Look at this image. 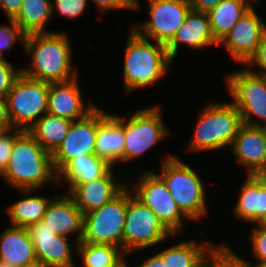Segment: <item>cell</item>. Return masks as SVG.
I'll use <instances>...</instances> for the list:
<instances>
[{
  "label": "cell",
  "instance_id": "10",
  "mask_svg": "<svg viewBox=\"0 0 266 267\" xmlns=\"http://www.w3.org/2000/svg\"><path fill=\"white\" fill-rule=\"evenodd\" d=\"M171 236L175 237L150 208L134 196L128 200L123 229L125 255L154 247Z\"/></svg>",
  "mask_w": 266,
  "mask_h": 267
},
{
  "label": "cell",
  "instance_id": "4",
  "mask_svg": "<svg viewBox=\"0 0 266 267\" xmlns=\"http://www.w3.org/2000/svg\"><path fill=\"white\" fill-rule=\"evenodd\" d=\"M209 102L199 112L188 151H219L228 145L231 148L242 125L241 114L232 101Z\"/></svg>",
  "mask_w": 266,
  "mask_h": 267
},
{
  "label": "cell",
  "instance_id": "40",
  "mask_svg": "<svg viewBox=\"0 0 266 267\" xmlns=\"http://www.w3.org/2000/svg\"><path fill=\"white\" fill-rule=\"evenodd\" d=\"M10 128L13 127L9 118L6 100L5 98L0 97V131H4Z\"/></svg>",
  "mask_w": 266,
  "mask_h": 267
},
{
  "label": "cell",
  "instance_id": "46",
  "mask_svg": "<svg viewBox=\"0 0 266 267\" xmlns=\"http://www.w3.org/2000/svg\"><path fill=\"white\" fill-rule=\"evenodd\" d=\"M23 267H50L41 260H35L34 262L28 263L24 265Z\"/></svg>",
  "mask_w": 266,
  "mask_h": 267
},
{
  "label": "cell",
  "instance_id": "3",
  "mask_svg": "<svg viewBox=\"0 0 266 267\" xmlns=\"http://www.w3.org/2000/svg\"><path fill=\"white\" fill-rule=\"evenodd\" d=\"M124 51L123 87L126 94L157 83L170 70L166 45L151 43L130 28Z\"/></svg>",
  "mask_w": 266,
  "mask_h": 267
},
{
  "label": "cell",
  "instance_id": "38",
  "mask_svg": "<svg viewBox=\"0 0 266 267\" xmlns=\"http://www.w3.org/2000/svg\"><path fill=\"white\" fill-rule=\"evenodd\" d=\"M23 0H0V9L7 19H15L22 7Z\"/></svg>",
  "mask_w": 266,
  "mask_h": 267
},
{
  "label": "cell",
  "instance_id": "20",
  "mask_svg": "<svg viewBox=\"0 0 266 267\" xmlns=\"http://www.w3.org/2000/svg\"><path fill=\"white\" fill-rule=\"evenodd\" d=\"M63 194L52 198L42 221L56 234L70 238L69 235L75 233V243H80L84 214L67 193Z\"/></svg>",
  "mask_w": 266,
  "mask_h": 267
},
{
  "label": "cell",
  "instance_id": "22",
  "mask_svg": "<svg viewBox=\"0 0 266 267\" xmlns=\"http://www.w3.org/2000/svg\"><path fill=\"white\" fill-rule=\"evenodd\" d=\"M233 212L244 222L258 223L266 214V187L256 177L246 175L245 182L240 187L239 199L233 207Z\"/></svg>",
  "mask_w": 266,
  "mask_h": 267
},
{
  "label": "cell",
  "instance_id": "26",
  "mask_svg": "<svg viewBox=\"0 0 266 267\" xmlns=\"http://www.w3.org/2000/svg\"><path fill=\"white\" fill-rule=\"evenodd\" d=\"M113 166L96 155L72 159L59 173L58 182L87 183L104 176Z\"/></svg>",
  "mask_w": 266,
  "mask_h": 267
},
{
  "label": "cell",
  "instance_id": "29",
  "mask_svg": "<svg viewBox=\"0 0 266 267\" xmlns=\"http://www.w3.org/2000/svg\"><path fill=\"white\" fill-rule=\"evenodd\" d=\"M51 0H23L14 21L25 34L50 33L45 26L52 18Z\"/></svg>",
  "mask_w": 266,
  "mask_h": 267
},
{
  "label": "cell",
  "instance_id": "33",
  "mask_svg": "<svg viewBox=\"0 0 266 267\" xmlns=\"http://www.w3.org/2000/svg\"><path fill=\"white\" fill-rule=\"evenodd\" d=\"M89 0H51L52 17L56 10L67 18H78L84 13Z\"/></svg>",
  "mask_w": 266,
  "mask_h": 267
},
{
  "label": "cell",
  "instance_id": "43",
  "mask_svg": "<svg viewBox=\"0 0 266 267\" xmlns=\"http://www.w3.org/2000/svg\"><path fill=\"white\" fill-rule=\"evenodd\" d=\"M229 267H256L243 262L238 255L229 247Z\"/></svg>",
  "mask_w": 266,
  "mask_h": 267
},
{
  "label": "cell",
  "instance_id": "18",
  "mask_svg": "<svg viewBox=\"0 0 266 267\" xmlns=\"http://www.w3.org/2000/svg\"><path fill=\"white\" fill-rule=\"evenodd\" d=\"M239 166H245L247 175L266 172V149L263 126L242 124L231 147Z\"/></svg>",
  "mask_w": 266,
  "mask_h": 267
},
{
  "label": "cell",
  "instance_id": "16",
  "mask_svg": "<svg viewBox=\"0 0 266 267\" xmlns=\"http://www.w3.org/2000/svg\"><path fill=\"white\" fill-rule=\"evenodd\" d=\"M79 77L66 82L49 83L47 113L70 121L85 117L96 104H85L79 85Z\"/></svg>",
  "mask_w": 266,
  "mask_h": 267
},
{
  "label": "cell",
  "instance_id": "25",
  "mask_svg": "<svg viewBox=\"0 0 266 267\" xmlns=\"http://www.w3.org/2000/svg\"><path fill=\"white\" fill-rule=\"evenodd\" d=\"M17 191L25 197L9 204L6 208L11 226L26 227L41 221L52 199L41 195H32L35 189H18Z\"/></svg>",
  "mask_w": 266,
  "mask_h": 267
},
{
  "label": "cell",
  "instance_id": "2",
  "mask_svg": "<svg viewBox=\"0 0 266 267\" xmlns=\"http://www.w3.org/2000/svg\"><path fill=\"white\" fill-rule=\"evenodd\" d=\"M1 177L15 190H38L48 182L58 183L51 153L26 131L15 139L8 166Z\"/></svg>",
  "mask_w": 266,
  "mask_h": 267
},
{
  "label": "cell",
  "instance_id": "21",
  "mask_svg": "<svg viewBox=\"0 0 266 267\" xmlns=\"http://www.w3.org/2000/svg\"><path fill=\"white\" fill-rule=\"evenodd\" d=\"M37 260L35 249L25 227H6L0 235V261L15 267Z\"/></svg>",
  "mask_w": 266,
  "mask_h": 267
},
{
  "label": "cell",
  "instance_id": "34",
  "mask_svg": "<svg viewBox=\"0 0 266 267\" xmlns=\"http://www.w3.org/2000/svg\"><path fill=\"white\" fill-rule=\"evenodd\" d=\"M23 131L10 128L4 131H0V175L2 176L5 172V169L8 166L12 147L15 139L22 133Z\"/></svg>",
  "mask_w": 266,
  "mask_h": 267
},
{
  "label": "cell",
  "instance_id": "8",
  "mask_svg": "<svg viewBox=\"0 0 266 267\" xmlns=\"http://www.w3.org/2000/svg\"><path fill=\"white\" fill-rule=\"evenodd\" d=\"M49 83L20 73L5 96L13 128L28 131L47 113Z\"/></svg>",
  "mask_w": 266,
  "mask_h": 267
},
{
  "label": "cell",
  "instance_id": "19",
  "mask_svg": "<svg viewBox=\"0 0 266 267\" xmlns=\"http://www.w3.org/2000/svg\"><path fill=\"white\" fill-rule=\"evenodd\" d=\"M181 44L191 47L193 50L218 45V41L212 33L207 13L189 11L184 23L166 45V50L172 61L176 59Z\"/></svg>",
  "mask_w": 266,
  "mask_h": 267
},
{
  "label": "cell",
  "instance_id": "37",
  "mask_svg": "<svg viewBox=\"0 0 266 267\" xmlns=\"http://www.w3.org/2000/svg\"><path fill=\"white\" fill-rule=\"evenodd\" d=\"M201 267H229V247L226 243L220 246L209 256Z\"/></svg>",
  "mask_w": 266,
  "mask_h": 267
},
{
  "label": "cell",
  "instance_id": "12",
  "mask_svg": "<svg viewBox=\"0 0 266 267\" xmlns=\"http://www.w3.org/2000/svg\"><path fill=\"white\" fill-rule=\"evenodd\" d=\"M95 107L85 117L72 121L67 136L51 153L52 162L58 174L72 159L84 155H95L99 125L109 116Z\"/></svg>",
  "mask_w": 266,
  "mask_h": 267
},
{
  "label": "cell",
  "instance_id": "23",
  "mask_svg": "<svg viewBox=\"0 0 266 267\" xmlns=\"http://www.w3.org/2000/svg\"><path fill=\"white\" fill-rule=\"evenodd\" d=\"M210 241H181L160 250L158 254L166 260V267H201L209 256L219 247Z\"/></svg>",
  "mask_w": 266,
  "mask_h": 267
},
{
  "label": "cell",
  "instance_id": "15",
  "mask_svg": "<svg viewBox=\"0 0 266 267\" xmlns=\"http://www.w3.org/2000/svg\"><path fill=\"white\" fill-rule=\"evenodd\" d=\"M25 229L34 245L37 260L50 267H76L72 250L77 255L78 243L71 245L70 238L56 234L42 220Z\"/></svg>",
  "mask_w": 266,
  "mask_h": 267
},
{
  "label": "cell",
  "instance_id": "31",
  "mask_svg": "<svg viewBox=\"0 0 266 267\" xmlns=\"http://www.w3.org/2000/svg\"><path fill=\"white\" fill-rule=\"evenodd\" d=\"M250 241L253 257L257 260L255 264H251L247 260L238 256L243 262L251 266H258L261 262L266 260V227L257 225L253 226L250 231Z\"/></svg>",
  "mask_w": 266,
  "mask_h": 267
},
{
  "label": "cell",
  "instance_id": "41",
  "mask_svg": "<svg viewBox=\"0 0 266 267\" xmlns=\"http://www.w3.org/2000/svg\"><path fill=\"white\" fill-rule=\"evenodd\" d=\"M136 267H166V260H163L162 257L156 253L144 259V261Z\"/></svg>",
  "mask_w": 266,
  "mask_h": 267
},
{
  "label": "cell",
  "instance_id": "49",
  "mask_svg": "<svg viewBox=\"0 0 266 267\" xmlns=\"http://www.w3.org/2000/svg\"><path fill=\"white\" fill-rule=\"evenodd\" d=\"M263 131H264L265 149H266V125L263 126Z\"/></svg>",
  "mask_w": 266,
  "mask_h": 267
},
{
  "label": "cell",
  "instance_id": "14",
  "mask_svg": "<svg viewBox=\"0 0 266 267\" xmlns=\"http://www.w3.org/2000/svg\"><path fill=\"white\" fill-rule=\"evenodd\" d=\"M256 13L254 6L247 11L218 42L237 63L245 65L256 53L262 36L266 33V24Z\"/></svg>",
  "mask_w": 266,
  "mask_h": 267
},
{
  "label": "cell",
  "instance_id": "50",
  "mask_svg": "<svg viewBox=\"0 0 266 267\" xmlns=\"http://www.w3.org/2000/svg\"><path fill=\"white\" fill-rule=\"evenodd\" d=\"M118 267H129L127 262L124 260Z\"/></svg>",
  "mask_w": 266,
  "mask_h": 267
},
{
  "label": "cell",
  "instance_id": "47",
  "mask_svg": "<svg viewBox=\"0 0 266 267\" xmlns=\"http://www.w3.org/2000/svg\"><path fill=\"white\" fill-rule=\"evenodd\" d=\"M245 1H247L248 3H250L252 6H253L254 3H255V5L256 4H260V1L259 0H245Z\"/></svg>",
  "mask_w": 266,
  "mask_h": 267
},
{
  "label": "cell",
  "instance_id": "6",
  "mask_svg": "<svg viewBox=\"0 0 266 267\" xmlns=\"http://www.w3.org/2000/svg\"><path fill=\"white\" fill-rule=\"evenodd\" d=\"M159 105L139 109L128 118L109 114L122 128L125 139L124 163L139 158L169 136Z\"/></svg>",
  "mask_w": 266,
  "mask_h": 267
},
{
  "label": "cell",
  "instance_id": "9",
  "mask_svg": "<svg viewBox=\"0 0 266 267\" xmlns=\"http://www.w3.org/2000/svg\"><path fill=\"white\" fill-rule=\"evenodd\" d=\"M225 83L232 98L230 101L241 114L242 124L265 126L266 78L254 74L246 67L226 74ZM252 116L258 118V121L253 120Z\"/></svg>",
  "mask_w": 266,
  "mask_h": 267
},
{
  "label": "cell",
  "instance_id": "28",
  "mask_svg": "<svg viewBox=\"0 0 266 267\" xmlns=\"http://www.w3.org/2000/svg\"><path fill=\"white\" fill-rule=\"evenodd\" d=\"M253 6L245 0H222L207 14L212 33L219 42Z\"/></svg>",
  "mask_w": 266,
  "mask_h": 267
},
{
  "label": "cell",
  "instance_id": "44",
  "mask_svg": "<svg viewBox=\"0 0 266 267\" xmlns=\"http://www.w3.org/2000/svg\"><path fill=\"white\" fill-rule=\"evenodd\" d=\"M122 10H137L140 6V2L138 0H114Z\"/></svg>",
  "mask_w": 266,
  "mask_h": 267
},
{
  "label": "cell",
  "instance_id": "7",
  "mask_svg": "<svg viewBox=\"0 0 266 267\" xmlns=\"http://www.w3.org/2000/svg\"><path fill=\"white\" fill-rule=\"evenodd\" d=\"M133 196L126 186L103 206L83 216V236L80 242L114 245L123 251V229L128 200Z\"/></svg>",
  "mask_w": 266,
  "mask_h": 267
},
{
  "label": "cell",
  "instance_id": "42",
  "mask_svg": "<svg viewBox=\"0 0 266 267\" xmlns=\"http://www.w3.org/2000/svg\"><path fill=\"white\" fill-rule=\"evenodd\" d=\"M96 4L97 9L101 12H110L122 9L114 0H92Z\"/></svg>",
  "mask_w": 266,
  "mask_h": 267
},
{
  "label": "cell",
  "instance_id": "35",
  "mask_svg": "<svg viewBox=\"0 0 266 267\" xmlns=\"http://www.w3.org/2000/svg\"><path fill=\"white\" fill-rule=\"evenodd\" d=\"M21 73V69H18L12 65L6 59H0V97L5 98L15 78Z\"/></svg>",
  "mask_w": 266,
  "mask_h": 267
},
{
  "label": "cell",
  "instance_id": "1",
  "mask_svg": "<svg viewBox=\"0 0 266 267\" xmlns=\"http://www.w3.org/2000/svg\"><path fill=\"white\" fill-rule=\"evenodd\" d=\"M68 35L61 32L25 35V53L31 65L20 68L25 76L48 83L66 82L78 76L73 66V48ZM77 70V71H76Z\"/></svg>",
  "mask_w": 266,
  "mask_h": 267
},
{
  "label": "cell",
  "instance_id": "36",
  "mask_svg": "<svg viewBox=\"0 0 266 267\" xmlns=\"http://www.w3.org/2000/svg\"><path fill=\"white\" fill-rule=\"evenodd\" d=\"M259 67V71L256 72L253 67ZM250 71L254 74L266 78V33L262 36L256 53L250 58V60L245 64Z\"/></svg>",
  "mask_w": 266,
  "mask_h": 267
},
{
  "label": "cell",
  "instance_id": "17",
  "mask_svg": "<svg viewBox=\"0 0 266 267\" xmlns=\"http://www.w3.org/2000/svg\"><path fill=\"white\" fill-rule=\"evenodd\" d=\"M113 166L104 176L87 183H66L67 194L83 214L110 202L127 183L116 182Z\"/></svg>",
  "mask_w": 266,
  "mask_h": 267
},
{
  "label": "cell",
  "instance_id": "48",
  "mask_svg": "<svg viewBox=\"0 0 266 267\" xmlns=\"http://www.w3.org/2000/svg\"><path fill=\"white\" fill-rule=\"evenodd\" d=\"M0 267H15V266H12V265H10L8 263L0 261Z\"/></svg>",
  "mask_w": 266,
  "mask_h": 267
},
{
  "label": "cell",
  "instance_id": "24",
  "mask_svg": "<svg viewBox=\"0 0 266 267\" xmlns=\"http://www.w3.org/2000/svg\"><path fill=\"white\" fill-rule=\"evenodd\" d=\"M124 146L123 128L109 115L98 127L95 155L112 166L124 164Z\"/></svg>",
  "mask_w": 266,
  "mask_h": 267
},
{
  "label": "cell",
  "instance_id": "13",
  "mask_svg": "<svg viewBox=\"0 0 266 267\" xmlns=\"http://www.w3.org/2000/svg\"><path fill=\"white\" fill-rule=\"evenodd\" d=\"M149 19L131 28L140 36L167 45L191 10L189 0H148ZM140 27V28H139Z\"/></svg>",
  "mask_w": 266,
  "mask_h": 267
},
{
  "label": "cell",
  "instance_id": "5",
  "mask_svg": "<svg viewBox=\"0 0 266 267\" xmlns=\"http://www.w3.org/2000/svg\"><path fill=\"white\" fill-rule=\"evenodd\" d=\"M160 170L157 176L164 182L181 212L189 221L203 219L208 212L207 189L195 170L172 154L162 160Z\"/></svg>",
  "mask_w": 266,
  "mask_h": 267
},
{
  "label": "cell",
  "instance_id": "27",
  "mask_svg": "<svg viewBox=\"0 0 266 267\" xmlns=\"http://www.w3.org/2000/svg\"><path fill=\"white\" fill-rule=\"evenodd\" d=\"M72 121L44 114L27 132L42 146L52 153L67 136Z\"/></svg>",
  "mask_w": 266,
  "mask_h": 267
},
{
  "label": "cell",
  "instance_id": "32",
  "mask_svg": "<svg viewBox=\"0 0 266 267\" xmlns=\"http://www.w3.org/2000/svg\"><path fill=\"white\" fill-rule=\"evenodd\" d=\"M8 25H0V58L3 59V50L12 49L18 42H24L25 34L13 19H8Z\"/></svg>",
  "mask_w": 266,
  "mask_h": 267
},
{
  "label": "cell",
  "instance_id": "11",
  "mask_svg": "<svg viewBox=\"0 0 266 267\" xmlns=\"http://www.w3.org/2000/svg\"><path fill=\"white\" fill-rule=\"evenodd\" d=\"M129 184L128 182L127 187L133 196L150 208L174 236L183 230L184 218L189 219L178 208L166 185L154 171L143 172L139 175L136 185Z\"/></svg>",
  "mask_w": 266,
  "mask_h": 267
},
{
  "label": "cell",
  "instance_id": "30",
  "mask_svg": "<svg viewBox=\"0 0 266 267\" xmlns=\"http://www.w3.org/2000/svg\"><path fill=\"white\" fill-rule=\"evenodd\" d=\"M77 255L83 267H118L126 256L120 247L86 242L78 243Z\"/></svg>",
  "mask_w": 266,
  "mask_h": 267
},
{
  "label": "cell",
  "instance_id": "45",
  "mask_svg": "<svg viewBox=\"0 0 266 267\" xmlns=\"http://www.w3.org/2000/svg\"><path fill=\"white\" fill-rule=\"evenodd\" d=\"M262 183L263 185L266 187V172L263 173H259L255 175ZM256 225H260L263 227H266V214L264 215V217L256 224Z\"/></svg>",
  "mask_w": 266,
  "mask_h": 267
},
{
  "label": "cell",
  "instance_id": "39",
  "mask_svg": "<svg viewBox=\"0 0 266 267\" xmlns=\"http://www.w3.org/2000/svg\"><path fill=\"white\" fill-rule=\"evenodd\" d=\"M222 0H189L191 10L196 12L208 13L216 7Z\"/></svg>",
  "mask_w": 266,
  "mask_h": 267
},
{
  "label": "cell",
  "instance_id": "51",
  "mask_svg": "<svg viewBox=\"0 0 266 267\" xmlns=\"http://www.w3.org/2000/svg\"><path fill=\"white\" fill-rule=\"evenodd\" d=\"M257 267H266V260L261 262Z\"/></svg>",
  "mask_w": 266,
  "mask_h": 267
}]
</instances>
